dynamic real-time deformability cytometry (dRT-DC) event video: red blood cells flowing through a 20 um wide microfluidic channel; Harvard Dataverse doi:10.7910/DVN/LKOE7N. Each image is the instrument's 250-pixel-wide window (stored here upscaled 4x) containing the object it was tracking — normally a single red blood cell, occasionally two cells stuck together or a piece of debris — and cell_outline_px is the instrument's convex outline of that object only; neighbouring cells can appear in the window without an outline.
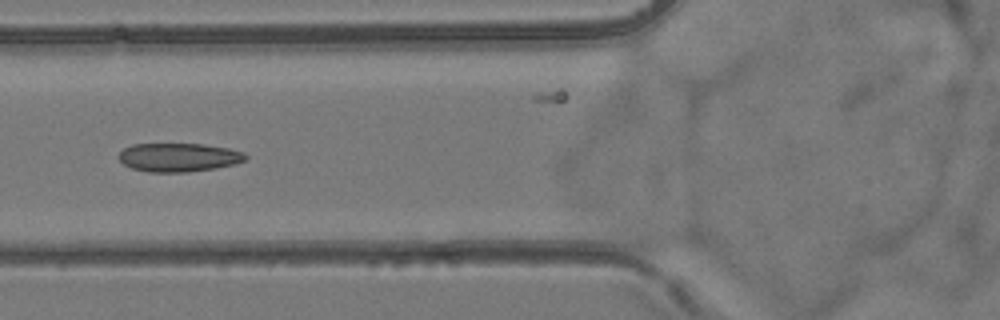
{"species": "common noctule bat (a hibernating species)", "species_latin": "Nyctalus noctula", "temperature_condition": "room temperature", "stored_images_in_passage": 7, "camera_frame_rate_fps": 3000, "um_per_image_px": 0.085, "animal": {"sex": "female", "body_mass_g": 24.6, "forearm_length_mm": 56.2}, "frame": {"image": 1, "passage_image": 6, "time_ms": 6.667, "image_size_px": [1000, 320], "cell_outline_px": [[248, 156], [244, 160], [232, 164], [216, 168], [188, 172], [148, 172], [132, 168], [124, 164], [120, 160], [120, 152], [124, 148], [132, 144], [204, 144], [228, 148], [244, 152]], "centroid_in_image_um": [15.19, 13.37], "position_along_channel_um": 110.6, "area_um2": 21.04}}